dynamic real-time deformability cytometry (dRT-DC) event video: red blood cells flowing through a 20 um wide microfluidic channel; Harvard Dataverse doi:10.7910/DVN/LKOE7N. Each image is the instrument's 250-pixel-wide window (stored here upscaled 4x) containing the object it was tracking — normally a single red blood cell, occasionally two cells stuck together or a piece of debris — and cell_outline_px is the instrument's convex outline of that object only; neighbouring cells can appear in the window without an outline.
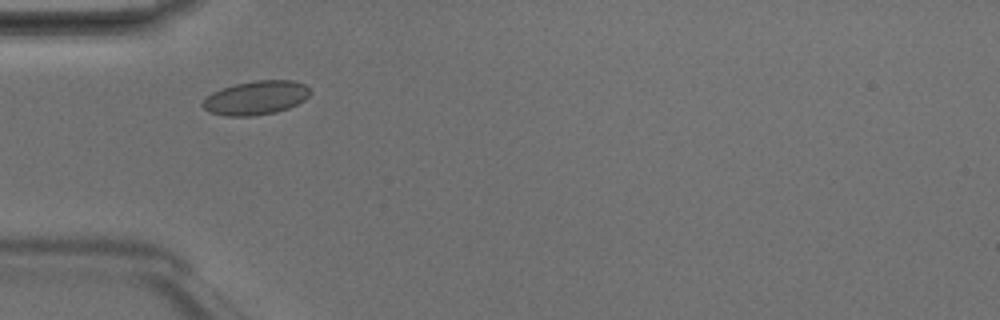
{"species": "Egyptian fruit bat (a non-hibernating species)", "species_latin": "Rousettus aegyptiacus", "temperature_condition": "room temperature", "stored_images_in_passage": 5, "camera_frame_rate_fps": 3000, "um_per_image_px": 0.085, "animal": {"sex": "male"}, "frame": {"image": 1, "passage_image": 2, "time_ms": 0.333, "image_size_px": [1000, 320], "cell_outline_px": [[312, 92], [304, 100], [288, 108], [276, 112], [252, 116], [228, 116], [208, 112], [200, 104], [212, 92], [236, 84], [256, 80], [292, 80], [304, 84]], "centroid_in_image_um": [21.76, 8.32], "position_along_channel_um": 63.2, "area_um2": 21.1}}